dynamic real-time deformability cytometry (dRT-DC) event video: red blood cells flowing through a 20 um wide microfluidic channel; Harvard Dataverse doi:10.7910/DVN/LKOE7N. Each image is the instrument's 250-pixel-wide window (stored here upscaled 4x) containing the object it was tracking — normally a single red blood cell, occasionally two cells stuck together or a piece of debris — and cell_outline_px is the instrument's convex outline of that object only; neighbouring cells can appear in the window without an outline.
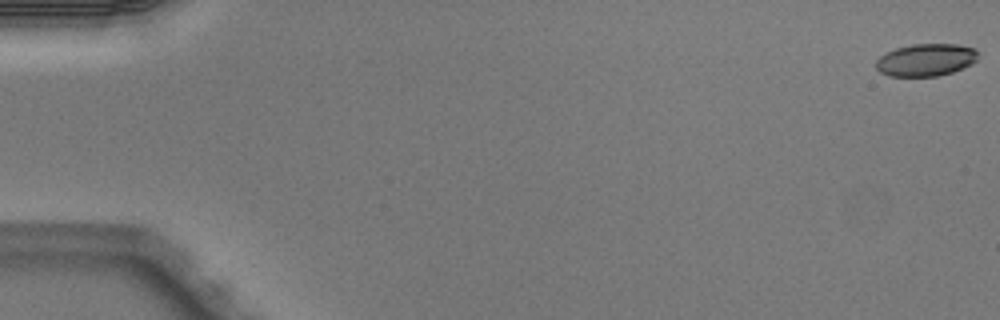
{"species": "Egyptian fruit bat (a non-hibernating species)", "species_latin": "Rousettus aegyptiacus", "temperature_condition": "warm", "stored_images_in_passage": 6, "segment_of_instrument_passage": [1, 2], "camera_frame_rate_fps": 3000, "um_per_image_px": 0.085, "animal": {"sex": "male"}, "frame": {"image": 1, "passage_image": 1, "time_ms": 0.0, "image_size_px": [1000, 320], "cell_outline_px": [[976, 60], [972, 64], [952, 72], [936, 76], [888, 76], [880, 72], [876, 68], [876, 60], [884, 52], [896, 48], [912, 44], [956, 44], [976, 48]], "centroid_in_image_um": [78.67, 5.09], "position_along_channel_um": 6.3, "area_um2": 19.31}}
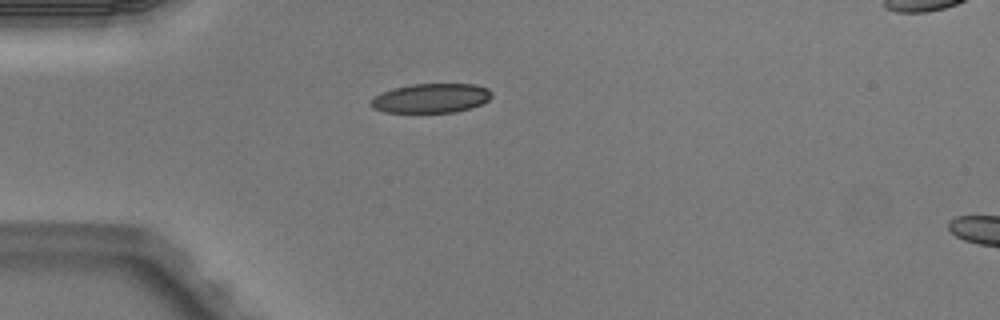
{"frame": {"image": 2, "passage_image": 5, "time_ms": 1.333, "image_size_px": [1000, 320], "cell_outline_px": [[492, 96], [488, 100], [472, 108], [456, 112], [384, 112], [372, 108], [372, 100], [376, 96], [392, 88], [412, 84], [476, 84], [488, 88], [492, 92]], "centroid_in_image_um": [36.69, 8.34], "position_along_channel_um": 48.3, "area_um2": 20.58}}